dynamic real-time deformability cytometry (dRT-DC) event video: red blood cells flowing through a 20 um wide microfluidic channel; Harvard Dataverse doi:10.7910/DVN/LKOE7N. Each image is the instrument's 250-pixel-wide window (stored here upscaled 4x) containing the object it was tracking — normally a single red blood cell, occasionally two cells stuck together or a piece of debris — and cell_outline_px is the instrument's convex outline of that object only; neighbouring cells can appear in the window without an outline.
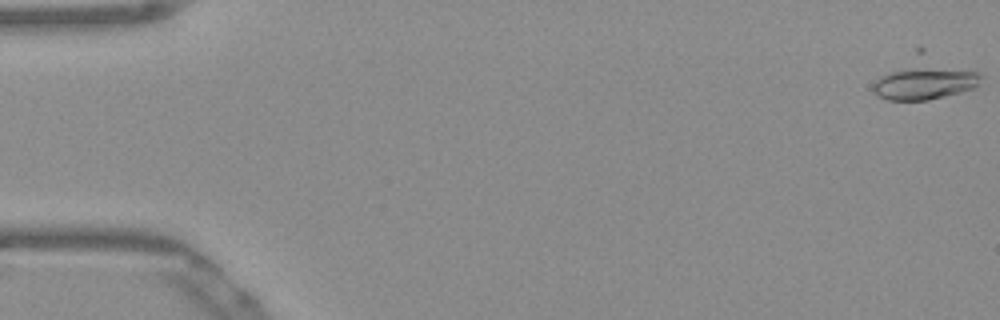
{"species": "Egyptian fruit bat (a non-hibernating species)", "species_latin": "Rousettus aegyptiacus", "temperature_condition": "warm", "stored_images_in_passage": 48, "camera_frame_rate_fps": 3000, "um_per_image_px": 0.085, "frame": {"image": 1, "passage_image": 1, "time_ms": 0.0, "image_size_px": [1000, 320], "cell_outline_px": [[984, 76], [976, 88], [928, 100], [888, 100], [876, 96], [872, 92], [872, 84], [880, 76], [892, 72], [916, 68], [924, 68], [976, 72]], "centroid_in_image_um": [78.55, 7.13], "position_along_channel_um": 6.4, "area_um2": 19.77}}
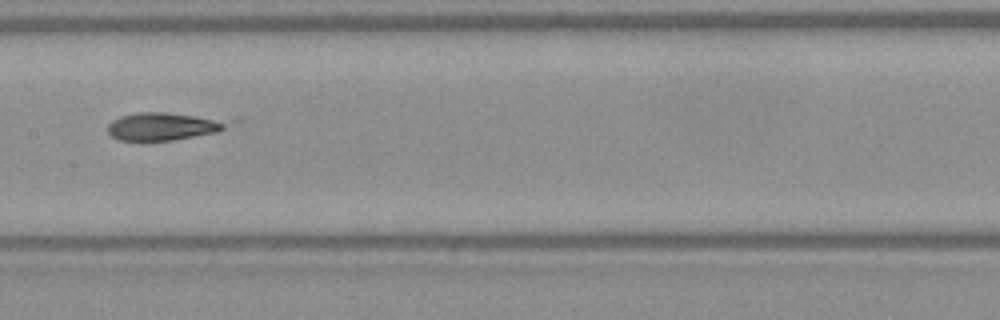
{"frame": {"image": 2, "passage_image": 27, "time_ms": 8.667, "image_size_px": [1000, 320], "cell_outline_px": [[240, 120], [236, 124], [216, 132], [172, 140], [120, 140], [112, 136], [108, 132], [108, 124], [112, 120], [120, 116], [136, 112], [168, 112]], "centroid_in_image_um": [14.02, 10.71], "position_along_channel_um": 193.4, "area_um2": 19.94}}
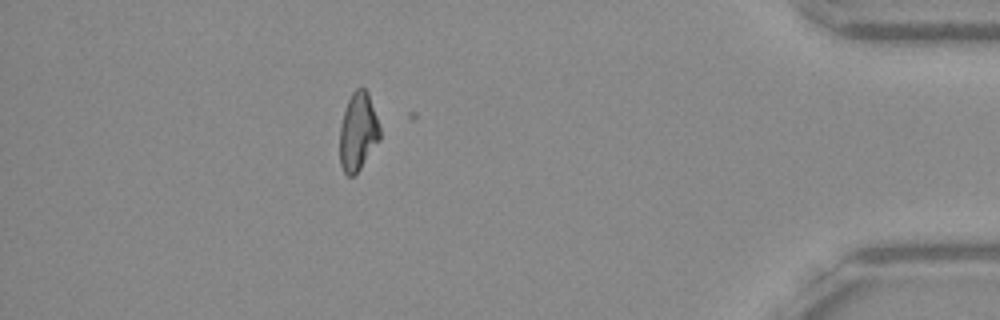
{"frame": {"image": 3, "passage_image": 47, "time_ms": 15.333, "image_size_px": [1000, 320], "cell_outline_px": [[380, 140], [360, 168], [352, 176], [348, 176], [344, 172], [340, 164], [340, 128], [344, 112], [348, 100], [352, 92], [356, 88], [364, 88], [368, 92], [380, 128]], "centroid_in_image_um": [30.43, 11.19], "position_along_channel_um": 404.8, "area_um2": 18.03}, "authors_computed_cell_mechanics": {"area_um2": 19.3052, "velocity_mm_per_s": 3.8697, "shape_relaxation_time_tau1_ms": null, "shape_relaxation_time_tau2_ms": 1.4495, "deformation_change_tau1": null, "deformation_change_tau2": 0.0716}}